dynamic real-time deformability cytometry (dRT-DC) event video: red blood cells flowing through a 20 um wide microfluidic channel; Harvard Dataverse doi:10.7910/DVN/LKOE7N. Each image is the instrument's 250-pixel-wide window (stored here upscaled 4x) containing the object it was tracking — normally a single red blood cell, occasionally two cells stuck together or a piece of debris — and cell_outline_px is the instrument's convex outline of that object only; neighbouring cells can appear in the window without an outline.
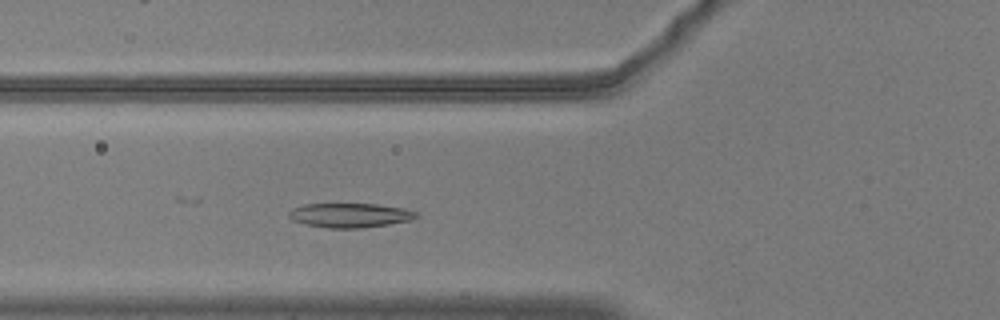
{"species": "common noctule bat (a hibernating species)", "species_latin": "Nyctalus noctula", "temperature_condition": "warm", "stored_images_in_passage": 48, "camera_frame_rate_fps": 3000, "um_per_image_px": 0.085, "animal": {"sex": "male", "body_mass_g": 20.5, "forearm_length_mm": 52.5}, "frame": {"image": 1, "passage_image": 14, "time_ms": 4.333, "image_size_px": [1000, 320], "cell_outline_px": [[420, 216], [412, 220], [388, 224], [360, 228], [328, 228], [304, 224], [292, 220], [288, 216], [288, 212], [292, 208], [304, 204], [376, 204], [404, 208], [420, 212]], "centroid_in_image_um": [29.77, 18.29], "position_along_channel_um": 96.0, "area_um2": 18.26}}
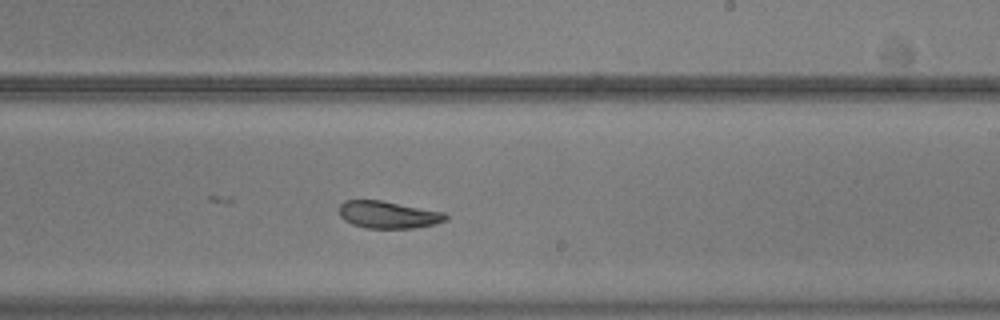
{"frame": {"image": 2, "passage_image": 27, "time_ms": 8.667, "image_size_px": [1000, 320], "cell_outline_px": [[448, 220], [436, 224], [416, 228], [364, 228], [352, 224], [344, 220], [340, 216], [340, 204], [344, 200], [380, 200], [444, 212], [448, 216]], "centroid_in_image_um": [33.01, 18.26], "position_along_channel_um": 256.0, "area_um2": 16.99}}
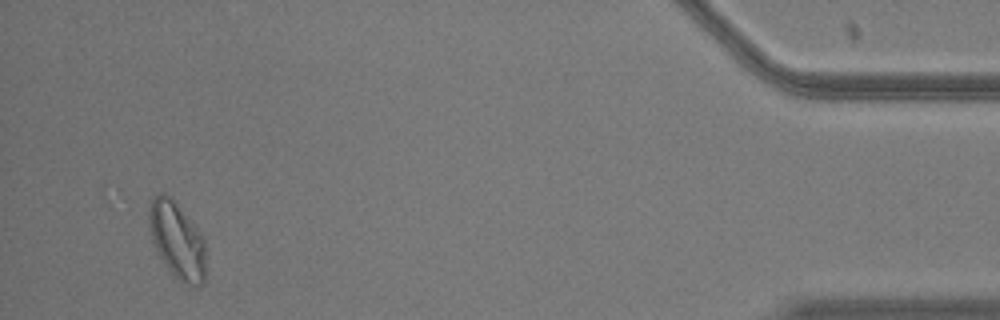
{"frame": {"image": 3, "passage_image": 46, "time_ms": 15.0, "image_size_px": [1000, 320], "cell_outline_px": [[204, 280], [200, 284], [184, 284], [168, 272], [148, 232], [148, 208], [152, 196], [160, 192], [164, 192], [172, 196], [200, 232], [204, 240]], "centroid_in_image_um": [14.99, 20.35], "position_along_channel_um": 420.2, "area_um2": 25.61}, "authors_computed_cell_mechanics": {"area_um2": 18.5538, "velocity_mm_per_s": 3.6834, "shape_relaxation_time_tau1_ms": 3.4019, "shape_relaxation_time_tau2_ms": 2.5614, "deformation_change_tau1": 0.1214, "deformation_change_tau2": 0.0697}}